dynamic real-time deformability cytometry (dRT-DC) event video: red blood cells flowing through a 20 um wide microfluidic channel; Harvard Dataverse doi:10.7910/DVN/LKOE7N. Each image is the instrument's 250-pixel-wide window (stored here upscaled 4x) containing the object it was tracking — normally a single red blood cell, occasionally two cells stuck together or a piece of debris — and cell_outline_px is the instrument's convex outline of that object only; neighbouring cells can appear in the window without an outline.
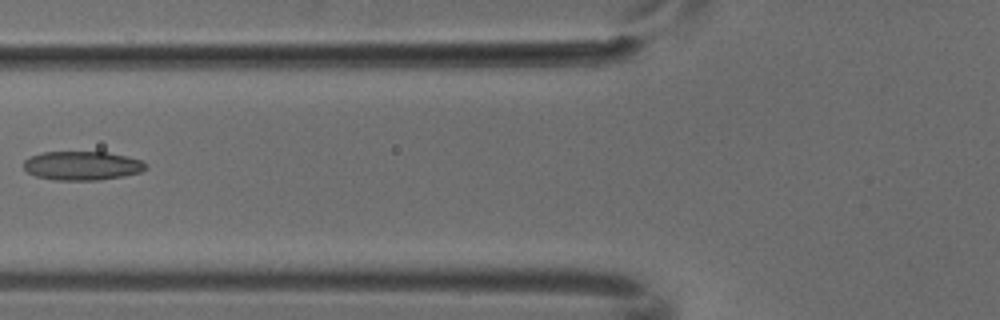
{"species": "common noctule bat (a hibernating species)", "species_latin": "Nyctalus noctula", "temperature_condition": "cold", "stored_images_in_passage": 6, "camera_frame_rate_fps": 3000, "um_per_image_px": 0.085, "animal": {"sex": "male", "body_mass_g": 18.8}, "frame": {"image": 1, "passage_image": 6, "time_ms": 1.667, "image_size_px": [1000, 320], "cell_outline_px": [[148, 168], [140, 172], [124, 176], [100, 180], [56, 180], [36, 176], [28, 172], [24, 168], [24, 160], [32, 156], [44, 152], [108, 152], [140, 160], [148, 164]], "centroid_in_image_um": [7.01, 14.09], "position_along_channel_um": 118.8, "area_um2": 20.52}}